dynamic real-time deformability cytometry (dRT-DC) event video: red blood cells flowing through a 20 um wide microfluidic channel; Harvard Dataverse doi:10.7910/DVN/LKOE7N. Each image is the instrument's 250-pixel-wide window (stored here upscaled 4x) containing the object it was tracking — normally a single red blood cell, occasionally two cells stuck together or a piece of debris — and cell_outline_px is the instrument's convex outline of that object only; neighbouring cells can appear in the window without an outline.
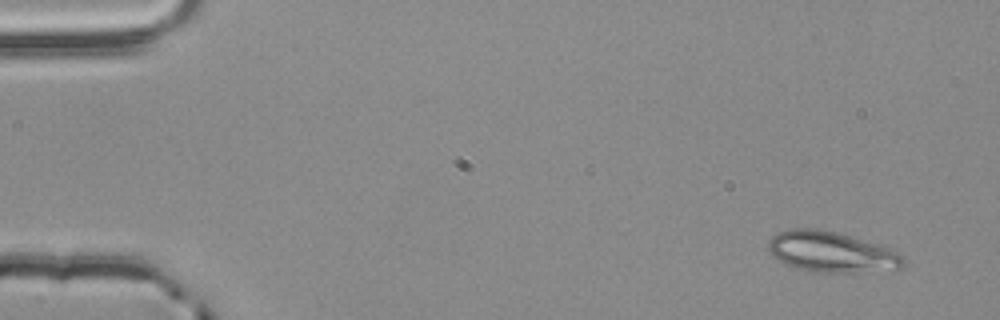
{"species": "common noctule bat (a hibernating species)", "species_latin": "Nyctalus noctula", "temperature_condition": "room temperature", "stored_images_in_passage": 5, "camera_frame_rate_fps": 3000, "um_per_image_px": 0.085, "animal": {"sex": "male", "body_mass_g": 20.4}, "frame": {"image": 1, "passage_image": 1, "time_ms": 0.0, "image_size_px": [1000, 320], "cell_outline_px": [[904, 264], [900, 268], [852, 272], [816, 272], [800, 268], [788, 264], [772, 256], [768, 248], [768, 240], [772, 236], [780, 232], [792, 228], [816, 228], [836, 232], [876, 244], [896, 252], [904, 260]], "centroid_in_image_um": [70.6, 21.4], "position_along_channel_um": 14.4, "area_um2": 31.15}}